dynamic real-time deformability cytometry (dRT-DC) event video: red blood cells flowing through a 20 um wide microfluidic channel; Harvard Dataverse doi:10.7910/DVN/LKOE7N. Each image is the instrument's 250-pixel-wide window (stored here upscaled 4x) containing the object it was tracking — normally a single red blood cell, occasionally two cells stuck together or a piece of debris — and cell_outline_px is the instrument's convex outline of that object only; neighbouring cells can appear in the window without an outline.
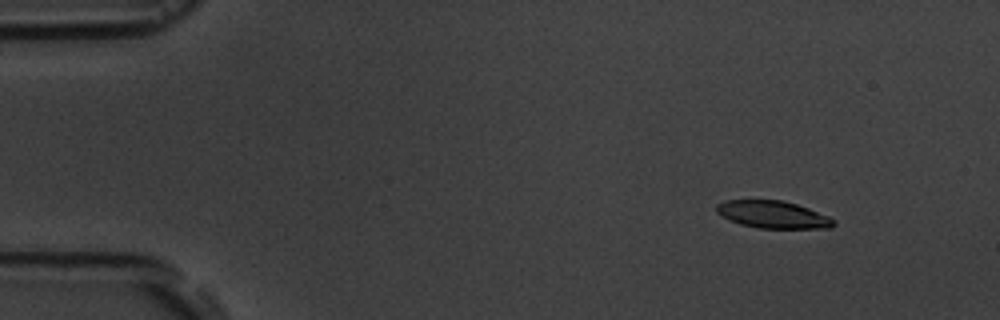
{"species": "common noctule bat (a hibernating species)", "species_latin": "Nyctalus noctula", "temperature_condition": "room temperature", "stored_images_in_passage": 3, "camera_frame_rate_fps": 3000, "um_per_image_px": 0.085, "animal": {"sex": "male", "body_mass_g": 19.5, "forearm_length_mm": 54.6}, "frame": {"image": 1, "passage_image": 1, "time_ms": 0.0, "image_size_px": [1000, 320], "cell_outline_px": [[836, 224], [832, 228], [756, 228], [740, 224], [728, 220], [716, 212], [716, 204], [724, 200], [780, 200], [796, 204], [808, 208], [828, 216], [836, 220]], "centroid_in_image_um": [65.68, 18.24], "position_along_channel_um": 19.3, "area_um2": 18.79}}